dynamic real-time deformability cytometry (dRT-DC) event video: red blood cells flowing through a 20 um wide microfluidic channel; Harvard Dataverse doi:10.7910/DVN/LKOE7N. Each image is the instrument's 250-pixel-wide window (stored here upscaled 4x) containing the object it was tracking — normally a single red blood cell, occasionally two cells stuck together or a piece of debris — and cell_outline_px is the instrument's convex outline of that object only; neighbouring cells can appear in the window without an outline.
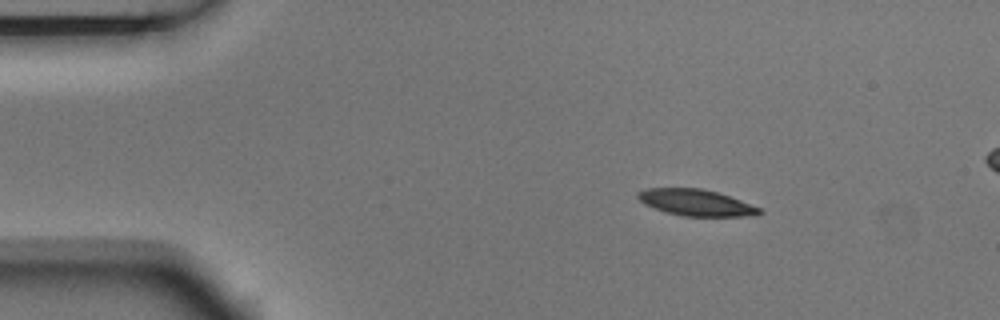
{"species": "Egyptian fruit bat (a non-hibernating species)", "species_latin": "Rousettus aegyptiacus", "temperature_condition": "room temperature", "stored_images_in_passage": 3, "camera_frame_rate_fps": 3000, "um_per_image_px": 0.085, "animal": {"sex": "male"}, "frame": {"image": 1, "passage_image": 1, "time_ms": 0.0, "image_size_px": [1000, 320], "cell_outline_px": [[764, 212], [756, 216], [684, 216], [664, 212], [644, 204], [636, 196], [636, 192], [648, 188], [700, 188], [716, 192], [740, 200], [760, 208]], "centroid_in_image_um": [59.14, 17.23], "position_along_channel_um": 25.9, "area_um2": 18.67}}